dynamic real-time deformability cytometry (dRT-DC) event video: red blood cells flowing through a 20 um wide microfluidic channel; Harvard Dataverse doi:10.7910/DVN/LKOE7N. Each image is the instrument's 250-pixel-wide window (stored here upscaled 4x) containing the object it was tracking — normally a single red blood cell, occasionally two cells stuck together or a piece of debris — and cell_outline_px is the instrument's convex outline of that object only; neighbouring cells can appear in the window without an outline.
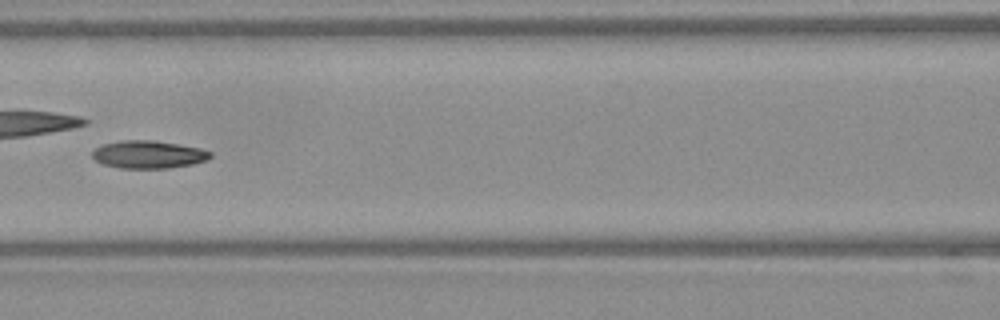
{"species": "Egyptian fruit bat (a non-hibernating species)", "species_latin": "Rousettus aegyptiacus", "temperature_condition": "warm", "stored_images_in_passage": 41, "camera_frame_rate_fps": 3000, "um_per_image_px": 0.085, "frame": {"image": 1, "passage_image": 12, "time_ms": 3.667, "image_size_px": [1000, 320], "cell_outline_px": [[212, 156], [208, 160], [192, 164], [168, 168], [120, 168], [104, 164], [96, 160], [92, 156], [92, 152], [100, 144], [120, 140], [156, 140], [200, 148], [212, 152]], "centroid_in_image_um": [12.62, 13.12], "position_along_channel_um": 154.0, "area_um2": 19.19}}
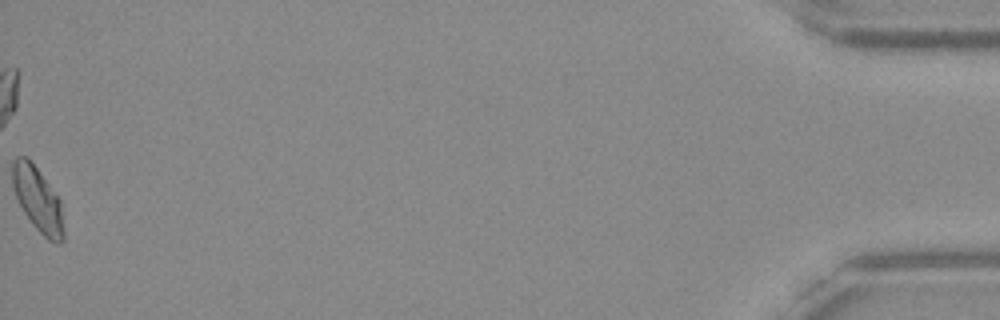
{"frame": {"image": 2, "passage_image": 41, "time_ms": 13.333, "image_size_px": [1000, 320], "cell_outline_px": [[64, 240], [60, 244], [56, 244], [48, 240], [32, 224], [24, 212], [16, 196], [12, 184], [12, 160], [16, 156], [24, 156], [36, 168], [60, 200], [64, 232]], "centroid_in_image_um": [3.21, 16.99], "position_along_channel_um": 432.0, "area_um2": 18.96}, "authors_computed_cell_mechanics": {"area_um2": 18.785, "velocity_mm_per_s": 3.9111, "shape_relaxation_time_tau1_ms": 4.7295, "shape_relaxation_time_tau2_ms": 5.3973, "deformation_change_tau1": 0.1453, "deformation_change_tau2": 0.1063}}